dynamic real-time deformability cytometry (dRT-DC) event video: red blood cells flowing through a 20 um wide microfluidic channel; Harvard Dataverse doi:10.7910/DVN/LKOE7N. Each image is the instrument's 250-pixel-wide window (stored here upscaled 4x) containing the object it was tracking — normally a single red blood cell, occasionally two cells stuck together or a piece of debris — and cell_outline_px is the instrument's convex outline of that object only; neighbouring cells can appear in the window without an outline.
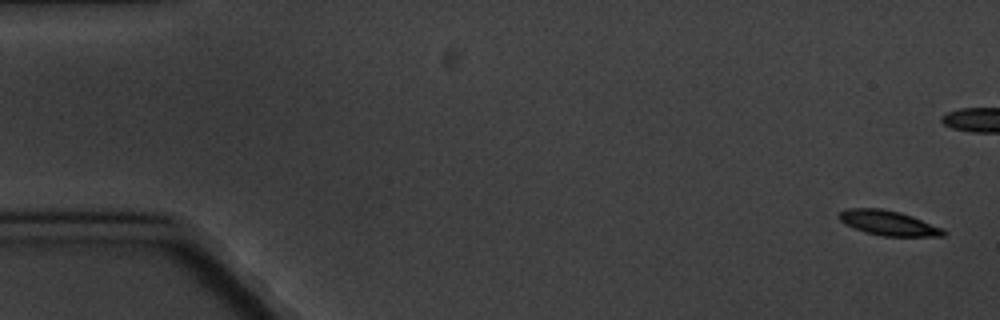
{"species": "common noctule bat (a hibernating species)", "species_latin": "Nyctalus noctula", "temperature_condition": "cold", "stored_images_in_passage": 6, "camera_frame_rate_fps": 3000, "um_per_image_px": 0.085, "animal": {"sex": "male", "body_mass_g": 20.1, "forearm_length_mm": 53.5}, "frame": {"image": 1, "passage_image": 1, "time_ms": 0.0, "image_size_px": [1000, 320], "cell_outline_px": [[948, 232], [944, 236], [884, 236], [864, 232], [844, 224], [836, 216], [840, 212], [848, 208], [880, 208], [900, 212], [912, 216], [944, 228]], "centroid_in_image_um": [75.52, 18.95], "position_along_channel_um": 9.5, "area_um2": 15.26}}
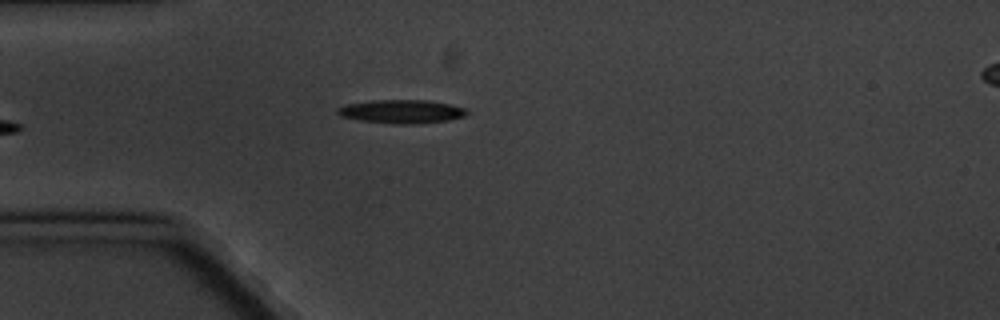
{"frame": {"image": 2, "passage_image": 6, "time_ms": 6.333, "image_size_px": [1000, 320], "cell_outline_px": [[468, 112], [464, 116], [448, 120], [416, 124], [396, 124], [360, 120], [340, 116], [336, 112], [336, 108], [344, 104], [372, 100], [428, 100], [468, 108]], "centroid_in_image_um": [34.11, 9.47], "position_along_channel_um": 50.9, "area_um2": 17.86}}